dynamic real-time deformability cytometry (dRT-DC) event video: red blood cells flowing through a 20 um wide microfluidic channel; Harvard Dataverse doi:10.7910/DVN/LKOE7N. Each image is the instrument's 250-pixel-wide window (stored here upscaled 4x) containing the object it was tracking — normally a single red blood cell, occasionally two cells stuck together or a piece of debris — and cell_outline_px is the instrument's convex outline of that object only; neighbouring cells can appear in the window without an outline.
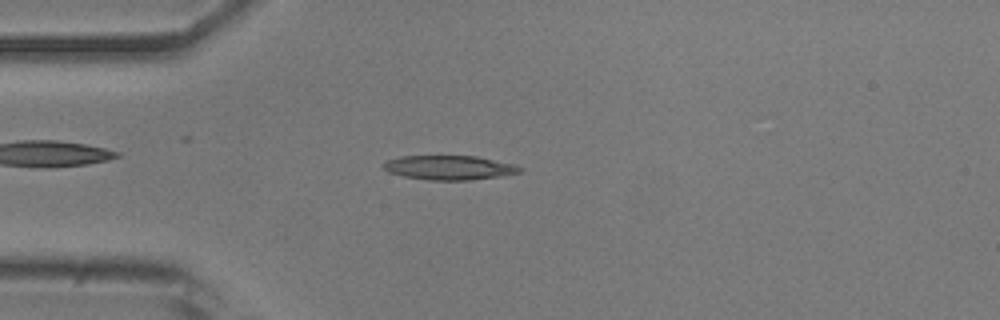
{"species": "common noctule bat (a hibernating species)", "species_latin": "Nyctalus noctula", "temperature_condition": "room temperature", "stored_images_in_passage": 50, "camera_frame_rate_fps": 3000, "um_per_image_px": 0.085, "animal": {"sex": "male", "body_mass_g": 20.5, "forearm_length_mm": 52.5}, "frame": {"image": 1, "passage_image": 12, "time_ms": 3.667, "image_size_px": [1000, 320], "cell_outline_px": [[524, 168], [520, 172], [504, 176], [468, 180], [428, 180], [404, 176], [388, 172], [380, 164], [388, 160], [400, 156], [476, 156], [516, 164]], "centroid_in_image_um": [38.22, 14.25], "position_along_channel_um": 46.8, "area_um2": 19.48}}
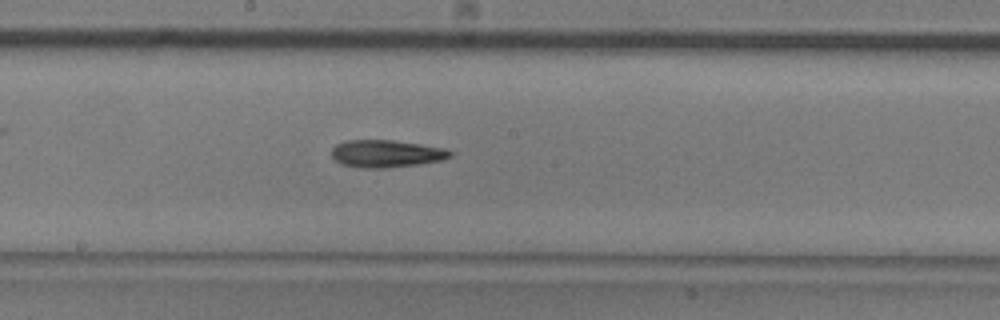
{"frame": {"image": 2, "passage_image": 26, "time_ms": 8.333, "image_size_px": [1000, 320], "cell_outline_px": [[452, 156], [440, 160], [420, 164], [384, 168], [360, 168], [340, 164], [332, 156], [332, 148], [336, 144], [348, 140], [392, 140], [420, 144], [444, 148], [452, 152]], "centroid_in_image_um": [32.81, 13.06], "position_along_channel_um": 215.4, "area_um2": 18.9}}
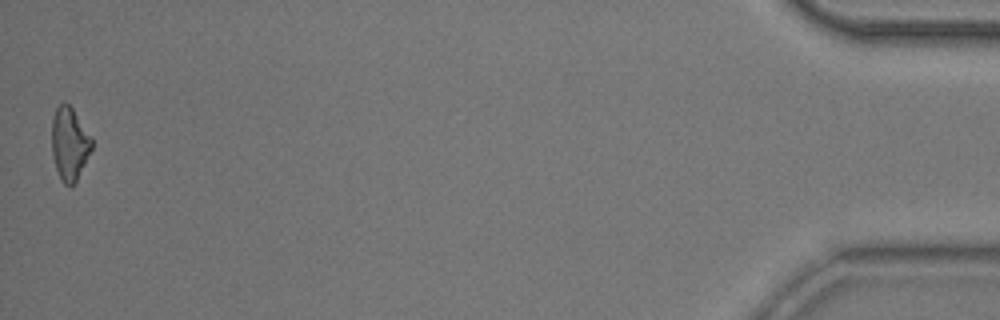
{"frame": {"image": 3, "passage_image": 50, "time_ms": 16.333, "image_size_px": [1000, 320], "cell_outline_px": [[92, 148], [76, 180], [72, 184], [64, 184], [60, 180], [56, 168], [52, 152], [52, 120], [56, 108], [60, 104], [68, 104], [72, 108], [92, 136]], "centroid_in_image_um": [5.91, 12.2], "position_along_channel_um": 429.3, "area_um2": 16.7}, "authors_computed_cell_mechanics": {"area_um2": 18.4093, "velocity_mm_per_s": 3.8866, "shape_relaxation_time_tau1_ms": 6.1329, "shape_relaxation_time_tau2_ms": null, "deformation_change_tau1": 0.1747, "deformation_change_tau2": null}}